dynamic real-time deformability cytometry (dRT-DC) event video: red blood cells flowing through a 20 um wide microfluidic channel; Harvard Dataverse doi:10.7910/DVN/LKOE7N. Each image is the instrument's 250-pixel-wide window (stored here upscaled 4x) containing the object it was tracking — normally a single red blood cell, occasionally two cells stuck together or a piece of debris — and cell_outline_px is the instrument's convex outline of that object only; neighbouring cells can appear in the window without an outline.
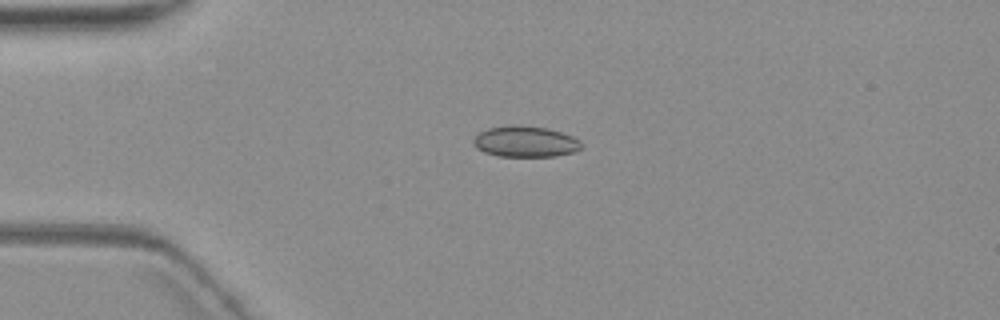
{"species": "common noctule bat (a hibernating species)", "species_latin": "Nyctalus noctula", "temperature_condition": "warm", "stored_images_in_passage": 2, "camera_frame_rate_fps": 3000, "um_per_image_px": 0.085, "animal": {"sex": "female", "body_mass_g": 19.3, "forearm_length_mm": 54.1}, "frame": {"image": 1, "passage_image": 1, "time_ms": 0.0, "image_size_px": [1000, 320], "cell_outline_px": [[584, 144], [576, 152], [556, 156], [496, 156], [484, 152], [476, 148], [472, 144], [472, 140], [480, 132], [488, 128], [548, 128], [572, 136], [580, 140]], "centroid_in_image_um": [44.69, 12.09], "position_along_channel_um": 40.3, "area_um2": 18.84}}